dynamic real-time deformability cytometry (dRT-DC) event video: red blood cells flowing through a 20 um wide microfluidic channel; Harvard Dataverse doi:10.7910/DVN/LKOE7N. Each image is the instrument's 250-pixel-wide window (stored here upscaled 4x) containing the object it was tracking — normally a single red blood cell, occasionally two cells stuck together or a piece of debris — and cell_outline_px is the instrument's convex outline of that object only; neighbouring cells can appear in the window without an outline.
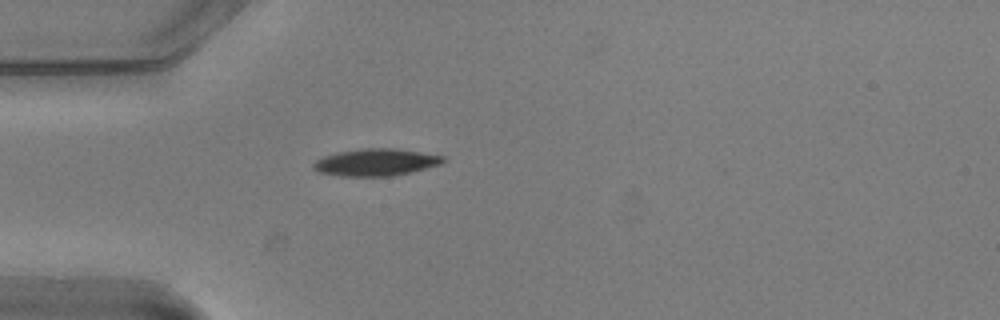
{"species": "common noctule bat (a hibernating species)", "species_latin": "Nyctalus noctula", "temperature_condition": "warm", "stored_images_in_passage": 34, "camera_frame_rate_fps": 3000, "um_per_image_px": 0.085, "animal": {"sex": "male", "body_mass_g": 20.5, "forearm_length_mm": 52.5}, "frame": {"image": 1, "passage_image": 1, "time_ms": 0.0, "image_size_px": [1000, 320], "cell_outline_px": [[448, 160], [440, 164], [412, 172], [392, 176], [340, 176], [320, 172], [312, 168], [312, 164], [316, 160], [324, 156], [340, 152], [360, 148], [392, 148], [420, 152], [444, 156]], "centroid_in_image_um": [31.96, 13.79], "position_along_channel_um": 53.0, "area_um2": 20.46}}
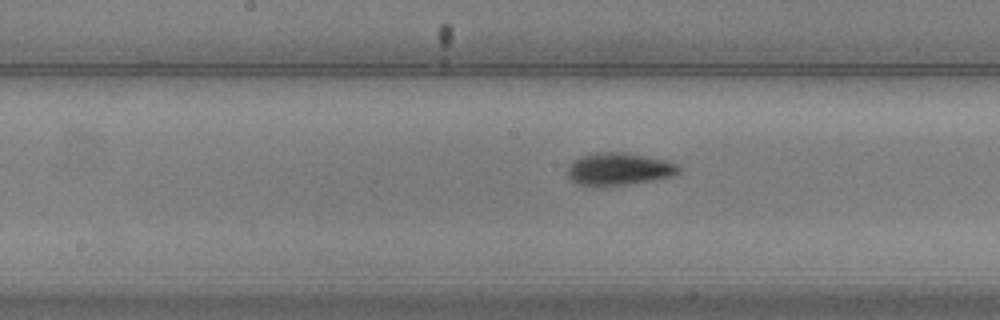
{"frame": {"image": 2, "passage_image": 13, "time_ms": 4.0, "image_size_px": [1000, 320], "cell_outline_px": [[680, 172], [672, 176], [656, 180], [608, 188], [592, 188], [576, 184], [568, 176], [568, 168], [572, 160], [580, 156], [596, 152], [624, 152], [668, 160], [680, 164]], "centroid_in_image_um": [52.6, 14.41], "position_along_channel_um": 195.6, "area_um2": 22.02}}
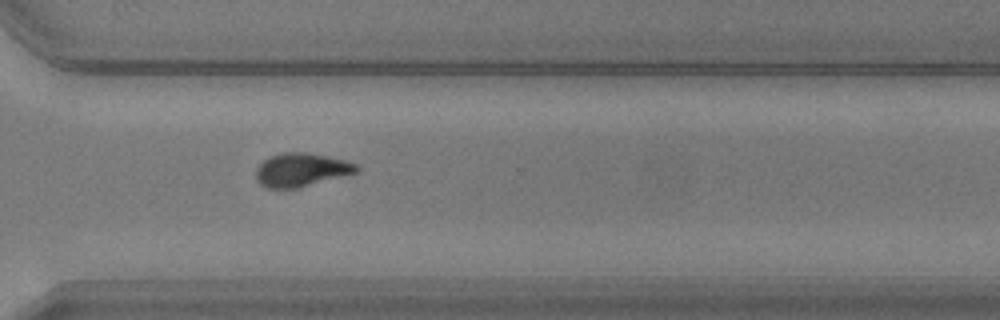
{"frame": {"image": 3, "passage_image": 25, "time_ms": 8.0, "image_size_px": [1000, 320], "cell_outline_px": [[360, 168], [356, 172], [296, 188], [268, 188], [260, 184], [256, 180], [256, 168], [264, 160], [272, 156], [284, 152], [304, 152], [328, 156], [344, 160], [356, 164]], "centroid_in_image_um": [25.57, 14.43], "position_along_channel_um": 345.0, "area_um2": 19.25}, "authors_computed_cell_mechanics": {"area_um2": 20.4034, "velocity_mm_per_s": 3.7536, "shape_relaxation_time_tau1_ms": 3.3383, "shape_relaxation_time_tau2_ms": 4.4266, "deformation_change_tau1": 0.151, "deformation_change_tau2": 0.1013}}